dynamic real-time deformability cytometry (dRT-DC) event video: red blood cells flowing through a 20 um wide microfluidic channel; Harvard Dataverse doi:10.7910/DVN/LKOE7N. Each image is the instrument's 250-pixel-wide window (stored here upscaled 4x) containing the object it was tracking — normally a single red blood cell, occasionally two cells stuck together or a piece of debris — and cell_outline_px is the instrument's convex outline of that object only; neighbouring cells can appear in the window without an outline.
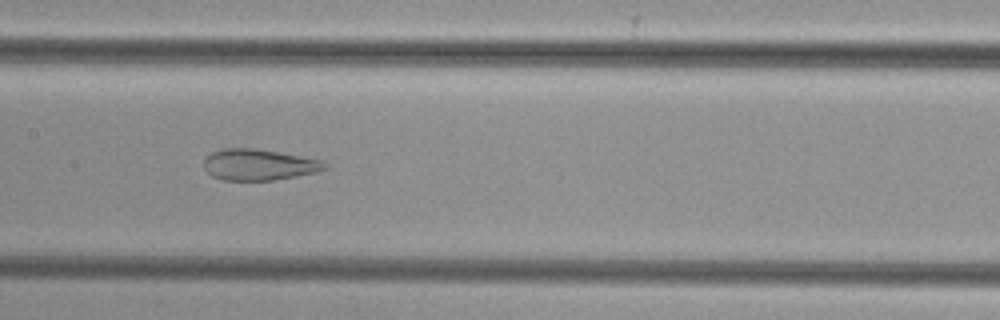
{"species": "common noctule bat (a hibernating species)", "species_latin": "Nyctalus noctula", "temperature_condition": "cold", "stored_images_in_passage": 52, "camera_frame_rate_fps": 3000, "um_per_image_px": 0.085, "animal": {"sex": "female", "body_mass_g": 29.2, "forearm_length_mm": 56.3}, "frame": {"image": 1, "passage_image": 26, "time_ms": 8.333, "image_size_px": [1000, 320], "cell_outline_px": [[328, 168], [316, 172], [296, 176], [272, 180], [224, 180], [212, 176], [204, 168], [204, 160], [212, 152], [224, 148], [256, 148], [320, 160], [328, 164]], "centroid_in_image_um": [21.99, 14.0], "position_along_channel_um": 185.4, "area_um2": 21.73}}
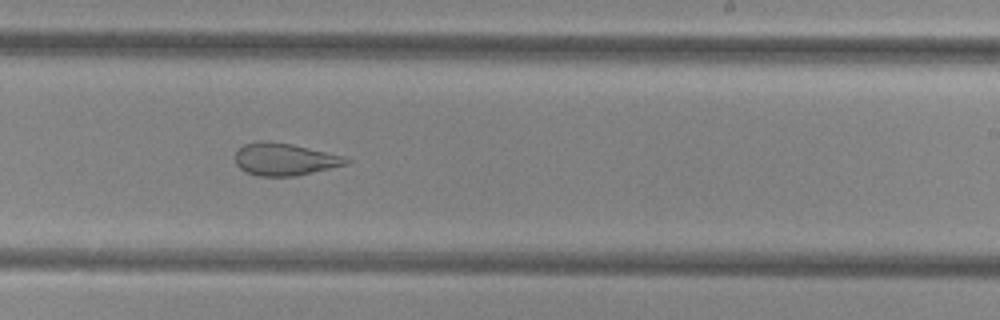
{"frame": {"image": 2, "passage_image": 32, "time_ms": 10.333, "image_size_px": [1000, 320], "cell_outline_px": [[352, 160], [348, 164], [296, 176], [256, 176], [244, 172], [236, 164], [236, 152], [244, 144], [260, 140], [268, 140], [292, 144], [344, 156]], "centroid_in_image_um": [24.19, 13.54], "position_along_channel_um": 264.8, "area_um2": 21.04}}
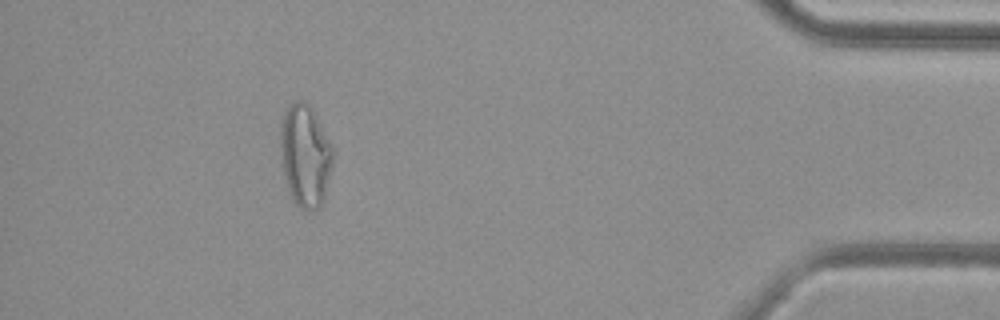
{"frame": {"image": 3, "passage_image": 47, "time_ms": 15.333, "image_size_px": [1000, 320], "cell_outline_px": [[332, 164], [324, 200], [320, 208], [308, 212], [300, 208], [292, 200], [288, 188], [284, 172], [280, 144], [280, 120], [288, 108], [296, 100], [304, 100], [316, 112], [332, 148]], "centroid_in_image_um": [25.94, 13.23], "position_along_channel_um": 409.3, "area_um2": 31.33}}